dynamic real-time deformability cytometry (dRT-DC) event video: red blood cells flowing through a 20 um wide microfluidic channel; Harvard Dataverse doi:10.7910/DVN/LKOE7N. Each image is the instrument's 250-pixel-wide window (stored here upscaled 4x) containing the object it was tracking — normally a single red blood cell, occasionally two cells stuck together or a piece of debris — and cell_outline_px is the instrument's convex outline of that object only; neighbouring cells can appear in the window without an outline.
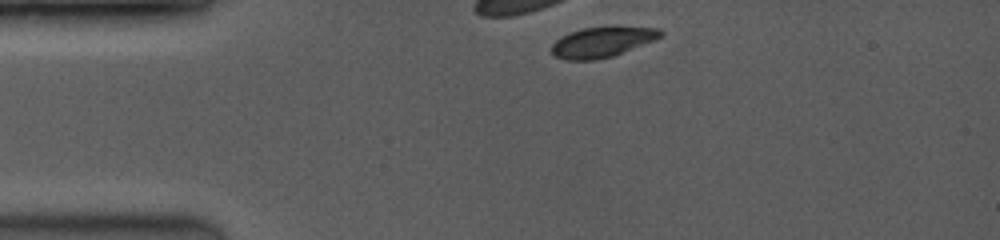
{"species": "common noctule bat (a hibernating species)", "species_latin": "Nyctalus noctula", "temperature_condition": "room temperature", "stored_images_in_passage": 2, "camera_frame_rate_fps": 3500, "um_per_image_px": 0.085, "animal": {"sex": "female", "body_mass_g": 19.0, "forearm_length_mm": 53.3}, "frame": {"image": 1, "passage_image": 1, "time_ms": 0.0, "image_size_px": [1000, 240], "cell_outline_px": [[664, 36], [656, 40], [612, 56], [596, 60], [568, 60], [556, 56], [552, 52], [552, 44], [556, 40], [572, 32], [584, 28], [660, 28], [664, 32]], "centroid_in_image_um": [51.23, 3.6], "position_along_channel_um": 33.8, "area_um2": 18.67}}